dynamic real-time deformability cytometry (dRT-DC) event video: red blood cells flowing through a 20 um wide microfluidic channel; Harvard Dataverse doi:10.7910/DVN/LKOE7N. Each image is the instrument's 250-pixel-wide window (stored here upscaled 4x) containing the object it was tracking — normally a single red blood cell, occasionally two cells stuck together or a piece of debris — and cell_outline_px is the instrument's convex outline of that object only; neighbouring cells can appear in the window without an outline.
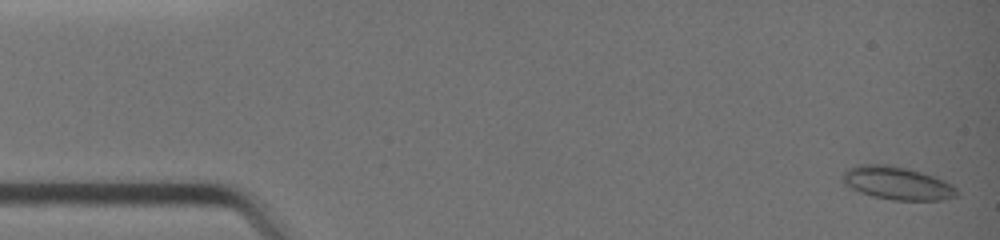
{"species": "common noctule bat (a hibernating species)", "species_latin": "Nyctalus noctula", "temperature_condition": "warm", "stored_images_in_passage": 11, "camera_frame_rate_fps": 3000, "um_per_image_px": 0.085, "animal": {"sex": "female", "body_mass_g": 19.0, "forearm_length_mm": 51.5}, "frame": {"image": 1, "passage_image": 1, "time_ms": 0.0, "image_size_px": [1000, 240], "cell_outline_px": [[960, 196], [940, 200], [892, 200], [872, 196], [860, 192], [844, 184], [840, 180], [844, 172], [848, 168], [860, 164], [884, 164], [908, 168], [944, 180], [952, 184], [956, 188]], "centroid_in_image_um": [76.25, 15.57], "position_along_channel_um": 8.7, "area_um2": 22.08}}